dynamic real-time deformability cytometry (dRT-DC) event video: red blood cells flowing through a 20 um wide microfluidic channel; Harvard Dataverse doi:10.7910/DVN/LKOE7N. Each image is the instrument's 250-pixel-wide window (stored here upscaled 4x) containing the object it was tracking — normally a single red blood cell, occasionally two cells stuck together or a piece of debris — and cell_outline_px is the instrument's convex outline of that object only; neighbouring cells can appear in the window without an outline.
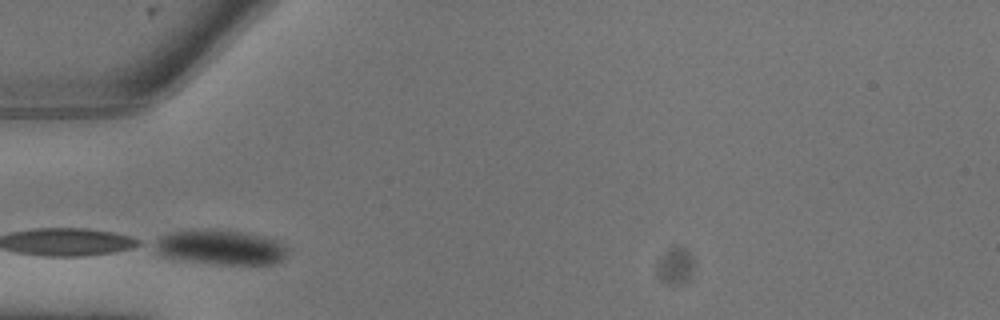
{"species": "common noctule bat (a hibernating species)", "species_latin": "Nyctalus noctula", "temperature_condition": "warm", "stored_images_in_passage": 9, "camera_frame_rate_fps": 3000, "um_per_image_px": 0.085, "animal": {"sex": "male", "body_mass_g": 13.3}, "frame": {"image": 1, "passage_image": 2, "time_ms": 0.333, "image_size_px": [1000, 320], "cell_outline_px": [[288, 256], [272, 264], [220, 264], [156, 256], [148, 244], [152, 240], [168, 232], [240, 232], [260, 236], [272, 240], [288, 248]], "centroid_in_image_um": [18.61, 21.07], "position_along_channel_um": 66.4, "area_um2": 26.3}}